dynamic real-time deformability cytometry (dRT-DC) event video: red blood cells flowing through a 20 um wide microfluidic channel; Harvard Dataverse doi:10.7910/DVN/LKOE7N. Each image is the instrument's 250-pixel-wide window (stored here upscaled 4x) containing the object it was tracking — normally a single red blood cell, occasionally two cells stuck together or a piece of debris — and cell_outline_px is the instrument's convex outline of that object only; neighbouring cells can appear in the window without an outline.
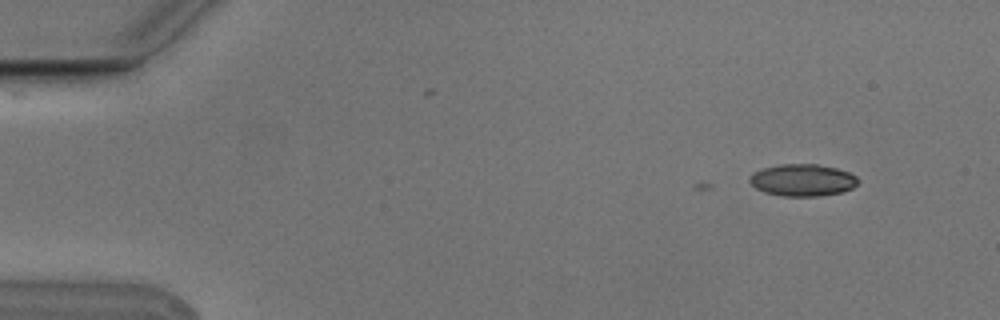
{"species": "Egyptian fruit bat (a non-hibernating species)", "species_latin": "Rousettus aegyptiacus", "temperature_condition": "cold", "stored_images_in_passage": 2, "camera_frame_rate_fps": 3000, "um_per_image_px": 0.085, "animal": {"sex": "male"}, "frame": {"image": 1, "passage_image": 2, "time_ms": 0.333, "image_size_px": [1000, 320], "cell_outline_px": [[860, 180], [852, 188], [840, 192], [820, 196], [784, 196], [764, 192], [756, 188], [748, 180], [748, 176], [752, 172], [764, 168], [780, 164], [816, 164], [836, 168], [848, 172], [856, 176]], "centroid_in_image_um": [68.19, 15.3], "position_along_channel_um": 16.8, "area_um2": 20.23}}